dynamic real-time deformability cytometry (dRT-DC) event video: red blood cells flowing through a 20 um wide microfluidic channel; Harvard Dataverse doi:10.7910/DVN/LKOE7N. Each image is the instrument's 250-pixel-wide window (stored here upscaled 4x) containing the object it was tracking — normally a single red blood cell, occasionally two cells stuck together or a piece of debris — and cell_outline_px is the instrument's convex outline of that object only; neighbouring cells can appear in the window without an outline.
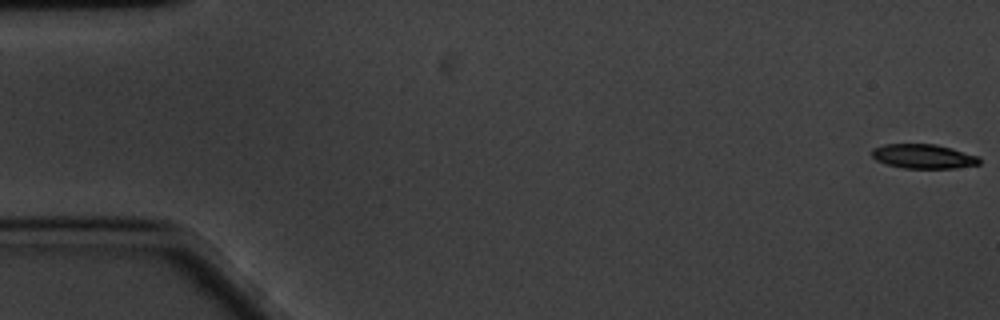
{"species": "common noctule bat (a hibernating species)", "species_latin": "Nyctalus noctula", "temperature_condition": "cold", "stored_images_in_passage": 60, "camera_frame_rate_fps": 3000, "um_per_image_px": 0.085, "animal": {"sex": "male", "body_mass_g": 20.1, "forearm_length_mm": 53.5}, "frame": {"image": 1, "passage_image": 1, "time_ms": 0.0, "image_size_px": [1000, 320], "cell_outline_px": [[980, 164], [956, 168], [904, 168], [888, 164], [876, 160], [872, 156], [872, 148], [884, 144], [936, 144], [952, 148], [980, 156]], "centroid_in_image_um": [78.52, 13.28], "position_along_channel_um": 6.5, "area_um2": 15.32}}
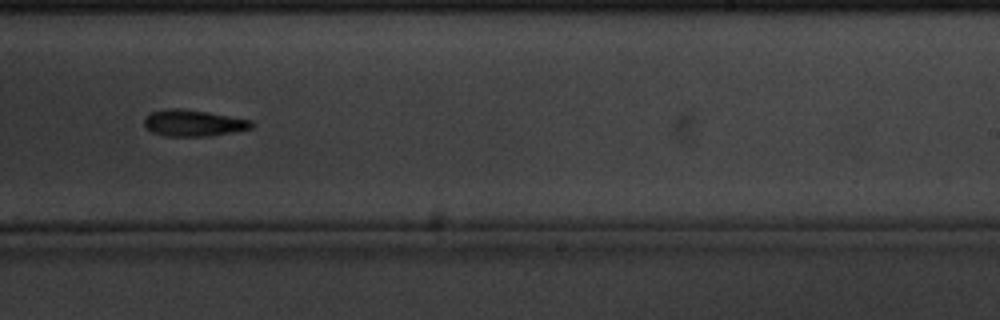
{"frame": {"image": 2, "passage_image": 37, "time_ms": 12.0, "image_size_px": [1000, 320], "cell_outline_px": [[252, 128], [208, 136], [164, 136], [152, 132], [144, 124], [144, 116], [152, 112], [168, 108], [180, 108], [208, 112], [252, 120]], "centroid_in_image_um": [16.4, 10.45], "position_along_channel_um": 272.6, "area_um2": 16.42}}
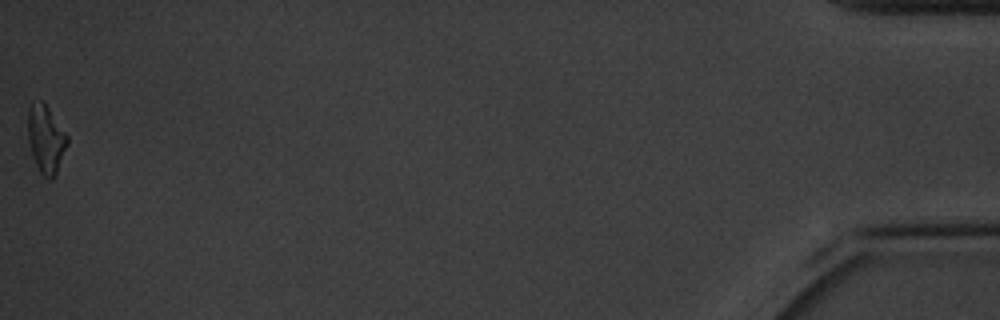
{"frame": {"image": 3, "passage_image": 60, "time_ms": 19.667, "image_size_px": [1000, 320], "cell_outline_px": [[68, 144], [56, 172], [52, 180], [48, 180], [40, 172], [36, 164], [28, 144], [28, 108], [32, 104], [40, 100], [48, 108], [68, 136]], "centroid_in_image_um": [3.89, 11.85], "position_along_channel_um": 431.3, "area_um2": 15.32}}